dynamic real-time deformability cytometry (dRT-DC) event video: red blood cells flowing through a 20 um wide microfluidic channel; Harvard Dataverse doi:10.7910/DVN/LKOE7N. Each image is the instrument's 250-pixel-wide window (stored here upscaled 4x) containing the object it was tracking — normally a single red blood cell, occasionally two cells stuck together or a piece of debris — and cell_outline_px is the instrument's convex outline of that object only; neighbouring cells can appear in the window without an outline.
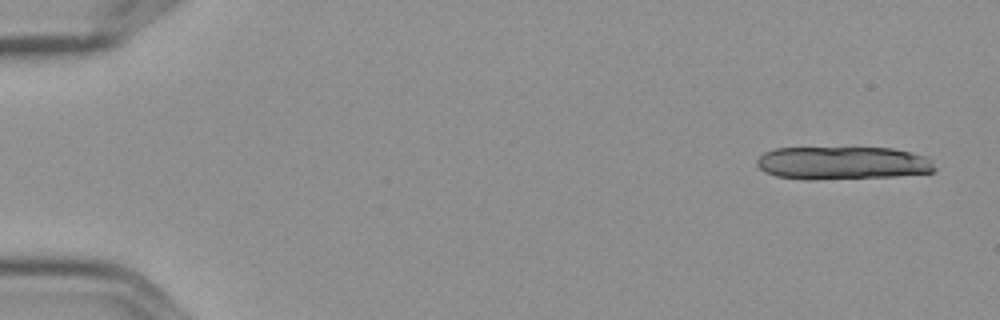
{"species": "Egyptian fruit bat (a non-hibernating species)", "species_latin": "Rousettus aegyptiacus", "temperature_condition": "cold", "stored_images_in_passage": 5, "camera_frame_rate_fps": 3000, "um_per_image_px": 0.085, "frame": {"image": 1, "passage_image": 1, "time_ms": 0.0, "image_size_px": [1000, 320], "cell_outline_px": [[936, 172], [896, 176], [816, 180], [804, 180], [776, 176], [764, 172], [756, 164], [756, 160], [764, 152], [776, 148], [892, 148], [912, 152], [924, 156], [936, 168]], "centroid_in_image_um": [71.58, 13.87], "position_along_channel_um": 13.4, "area_um2": 34.45}}